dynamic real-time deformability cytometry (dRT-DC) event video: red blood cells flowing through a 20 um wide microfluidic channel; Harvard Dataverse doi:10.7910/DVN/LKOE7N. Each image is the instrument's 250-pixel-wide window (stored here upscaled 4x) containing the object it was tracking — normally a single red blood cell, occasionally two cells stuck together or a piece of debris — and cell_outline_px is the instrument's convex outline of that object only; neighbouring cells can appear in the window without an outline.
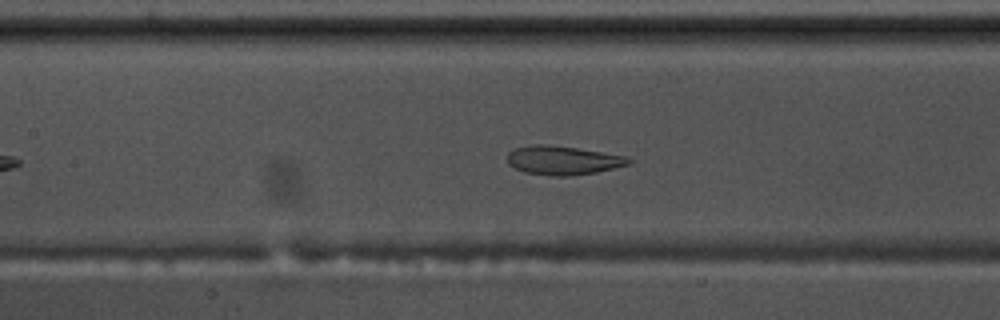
{"species": "common noctule bat (a hibernating species)", "species_latin": "Nyctalus noctula", "temperature_condition": "warm", "stored_images_in_passage": 50, "camera_frame_rate_fps": 3000, "um_per_image_px": 0.085, "animal": {"sex": "male", "body_mass_g": 17.5, "forearm_length_mm": 52.3}, "frame": {"image": 1, "passage_image": 18, "time_ms": 5.667, "image_size_px": [1000, 320], "cell_outline_px": [[632, 164], [596, 172], [568, 176], [552, 176], [524, 172], [508, 164], [508, 152], [516, 148], [536, 144], [544, 144], [576, 148], [628, 156], [632, 160]], "centroid_in_image_um": [47.88, 13.63], "position_along_channel_um": 159.5, "area_um2": 20.35}}
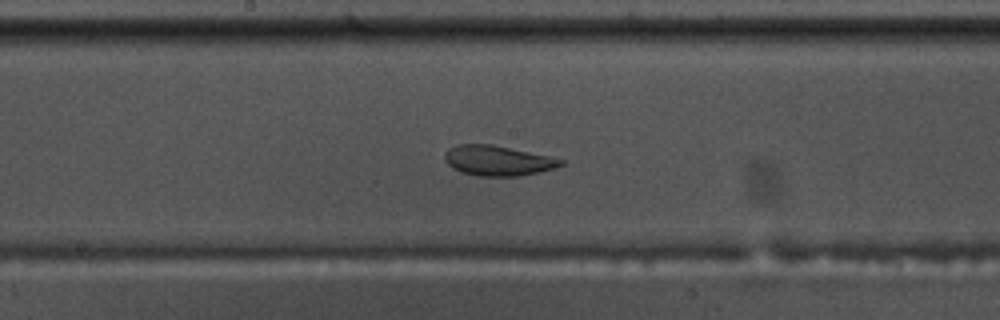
{"frame": {"image": 2, "passage_image": 22, "time_ms": 7.0, "image_size_px": [1000, 320], "cell_outline_px": [[564, 164], [552, 168], [520, 176], [476, 176], [460, 172], [452, 168], [444, 160], [444, 152], [448, 148], [456, 144], [492, 144], [548, 156], [564, 160]], "centroid_in_image_um": [42.23, 13.65], "position_along_channel_um": 206.0, "area_um2": 20.35}}
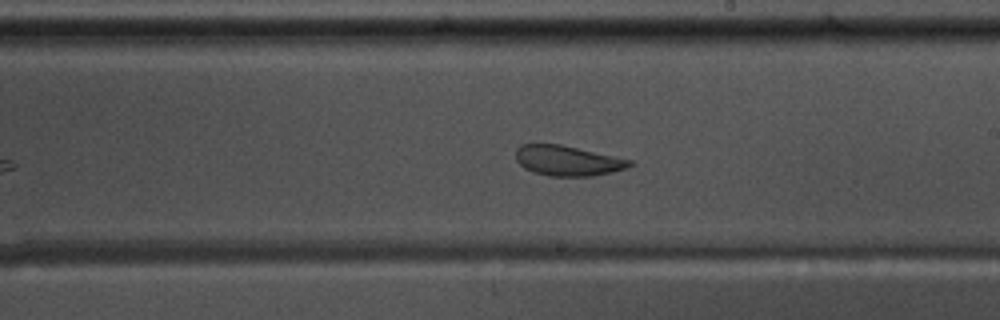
{"frame": {"image": 3, "passage_image": 25, "time_ms": 8.0, "image_size_px": [1000, 320], "cell_outline_px": [[636, 164], [628, 168], [612, 172], [592, 176], [548, 176], [524, 168], [516, 160], [516, 148], [520, 144], [560, 144], [632, 160]], "centroid_in_image_um": [48.27, 13.66], "position_along_channel_um": 240.7, "area_um2": 20.06}, "authors_computed_cell_mechanics": {"area_um2": 23.6402, "velocity_mm_per_s": 3.4973, "shape_relaxation_time_tau1_ms": 10.9363, "shape_relaxation_time_tau2_ms": 1.1584, "deformation_change_tau1": 0.2385, "deformation_change_tau2": 0.0712}}